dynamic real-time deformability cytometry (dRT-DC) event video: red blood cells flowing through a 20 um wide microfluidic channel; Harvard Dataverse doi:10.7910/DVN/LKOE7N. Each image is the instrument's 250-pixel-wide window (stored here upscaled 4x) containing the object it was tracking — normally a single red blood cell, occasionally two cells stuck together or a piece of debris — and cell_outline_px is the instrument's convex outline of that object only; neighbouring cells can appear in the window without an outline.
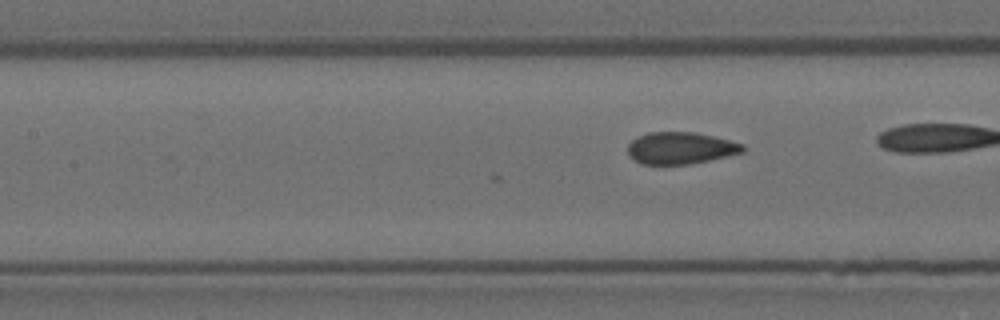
{"species": "Egyptian fruit bat (a non-hibernating species)", "species_latin": "Rousettus aegyptiacus", "temperature_condition": "room temperature", "stored_images_in_passage": 7, "camera_frame_rate_fps": 3000, "um_per_image_px": 0.085, "animal": {"sex": "female"}, "frame": {"image": 1, "passage_image": 7, "time_ms": 2.0, "image_size_px": [1000, 320], "cell_outline_px": [[744, 152], [708, 160], [688, 164], [640, 164], [628, 156], [628, 144], [632, 140], [648, 132], [696, 132], [744, 144]], "centroid_in_image_um": [57.82, 12.58], "position_along_channel_um": 149.6, "area_um2": 21.27}}